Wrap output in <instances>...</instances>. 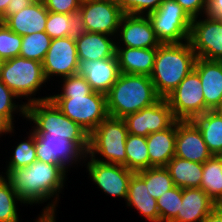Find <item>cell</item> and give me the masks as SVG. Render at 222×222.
<instances>
[{"instance_id": "6da1fadb", "label": "cell", "mask_w": 222, "mask_h": 222, "mask_svg": "<svg viewBox=\"0 0 222 222\" xmlns=\"http://www.w3.org/2000/svg\"><path fill=\"white\" fill-rule=\"evenodd\" d=\"M0 175L10 182L15 193L22 199L28 207L43 206L38 217H56L57 208L60 201V193L68 181L67 172L57 164H48L36 160L31 165L24 168L6 169Z\"/></svg>"}, {"instance_id": "7a4b0ae2", "label": "cell", "mask_w": 222, "mask_h": 222, "mask_svg": "<svg viewBox=\"0 0 222 222\" xmlns=\"http://www.w3.org/2000/svg\"><path fill=\"white\" fill-rule=\"evenodd\" d=\"M196 59L189 41L160 44L150 75L157 94L166 98L194 69Z\"/></svg>"}, {"instance_id": "3957f363", "label": "cell", "mask_w": 222, "mask_h": 222, "mask_svg": "<svg viewBox=\"0 0 222 222\" xmlns=\"http://www.w3.org/2000/svg\"><path fill=\"white\" fill-rule=\"evenodd\" d=\"M160 99L149 76L120 73L106 94L107 113L108 116L124 118L154 105Z\"/></svg>"}, {"instance_id": "277c9868", "label": "cell", "mask_w": 222, "mask_h": 222, "mask_svg": "<svg viewBox=\"0 0 222 222\" xmlns=\"http://www.w3.org/2000/svg\"><path fill=\"white\" fill-rule=\"evenodd\" d=\"M32 133H48V136H69L86 154L89 134L79 124L64 115L50 100L26 105V122Z\"/></svg>"}, {"instance_id": "5b68a950", "label": "cell", "mask_w": 222, "mask_h": 222, "mask_svg": "<svg viewBox=\"0 0 222 222\" xmlns=\"http://www.w3.org/2000/svg\"><path fill=\"white\" fill-rule=\"evenodd\" d=\"M0 80L22 102L26 100V105L32 102L48 100L51 95L50 93L48 94L49 96L36 97V94L39 95L38 92H41L43 87H47L46 83L50 84L45 77L42 63L36 60L26 59L21 56L4 60L0 70Z\"/></svg>"}, {"instance_id": "8992f818", "label": "cell", "mask_w": 222, "mask_h": 222, "mask_svg": "<svg viewBox=\"0 0 222 222\" xmlns=\"http://www.w3.org/2000/svg\"><path fill=\"white\" fill-rule=\"evenodd\" d=\"M127 135L128 130L123 118L107 116L89 135L87 155L99 162L126 167Z\"/></svg>"}, {"instance_id": "52a82bcc", "label": "cell", "mask_w": 222, "mask_h": 222, "mask_svg": "<svg viewBox=\"0 0 222 222\" xmlns=\"http://www.w3.org/2000/svg\"><path fill=\"white\" fill-rule=\"evenodd\" d=\"M50 95V100L68 118L90 135L108 116L106 95L92 91L89 95Z\"/></svg>"}, {"instance_id": "ba28073f", "label": "cell", "mask_w": 222, "mask_h": 222, "mask_svg": "<svg viewBox=\"0 0 222 222\" xmlns=\"http://www.w3.org/2000/svg\"><path fill=\"white\" fill-rule=\"evenodd\" d=\"M147 17L161 44L189 41L192 19L175 0H163Z\"/></svg>"}, {"instance_id": "9c48e42d", "label": "cell", "mask_w": 222, "mask_h": 222, "mask_svg": "<svg viewBox=\"0 0 222 222\" xmlns=\"http://www.w3.org/2000/svg\"><path fill=\"white\" fill-rule=\"evenodd\" d=\"M33 134L37 160L57 164L67 173L68 171L70 173L71 168L76 169L78 166L83 168L87 154L75 142L69 140V136H48V133Z\"/></svg>"}, {"instance_id": "30bf717a", "label": "cell", "mask_w": 222, "mask_h": 222, "mask_svg": "<svg viewBox=\"0 0 222 222\" xmlns=\"http://www.w3.org/2000/svg\"><path fill=\"white\" fill-rule=\"evenodd\" d=\"M173 116L189 121L205 113V98L198 73L193 69L166 97Z\"/></svg>"}, {"instance_id": "8fae6325", "label": "cell", "mask_w": 222, "mask_h": 222, "mask_svg": "<svg viewBox=\"0 0 222 222\" xmlns=\"http://www.w3.org/2000/svg\"><path fill=\"white\" fill-rule=\"evenodd\" d=\"M88 179L100 189L102 194L126 201L129 181L134 172L121 164L103 163L86 155L84 161ZM123 198V199H122Z\"/></svg>"}, {"instance_id": "7c38bea8", "label": "cell", "mask_w": 222, "mask_h": 222, "mask_svg": "<svg viewBox=\"0 0 222 222\" xmlns=\"http://www.w3.org/2000/svg\"><path fill=\"white\" fill-rule=\"evenodd\" d=\"M78 15L81 31L116 37L124 13L116 0H98L82 4Z\"/></svg>"}, {"instance_id": "4fadbf2b", "label": "cell", "mask_w": 222, "mask_h": 222, "mask_svg": "<svg viewBox=\"0 0 222 222\" xmlns=\"http://www.w3.org/2000/svg\"><path fill=\"white\" fill-rule=\"evenodd\" d=\"M189 42L197 57L222 61V19L208 15L192 19Z\"/></svg>"}, {"instance_id": "5bb4252c", "label": "cell", "mask_w": 222, "mask_h": 222, "mask_svg": "<svg viewBox=\"0 0 222 222\" xmlns=\"http://www.w3.org/2000/svg\"><path fill=\"white\" fill-rule=\"evenodd\" d=\"M79 63L75 36H67L51 40L42 66L45 77L50 82L55 80V76L60 80L78 74Z\"/></svg>"}, {"instance_id": "9a60e30c", "label": "cell", "mask_w": 222, "mask_h": 222, "mask_svg": "<svg viewBox=\"0 0 222 222\" xmlns=\"http://www.w3.org/2000/svg\"><path fill=\"white\" fill-rule=\"evenodd\" d=\"M123 119L129 134L145 137L169 128L176 121L166 98H161L154 105L136 113L128 114Z\"/></svg>"}, {"instance_id": "2e32d148", "label": "cell", "mask_w": 222, "mask_h": 222, "mask_svg": "<svg viewBox=\"0 0 222 222\" xmlns=\"http://www.w3.org/2000/svg\"><path fill=\"white\" fill-rule=\"evenodd\" d=\"M116 47L157 48L161 42L147 16L124 14L121 18Z\"/></svg>"}, {"instance_id": "e0dca14e", "label": "cell", "mask_w": 222, "mask_h": 222, "mask_svg": "<svg viewBox=\"0 0 222 222\" xmlns=\"http://www.w3.org/2000/svg\"><path fill=\"white\" fill-rule=\"evenodd\" d=\"M175 156L198 163H204L213 156L191 120H176Z\"/></svg>"}, {"instance_id": "ac0fdd59", "label": "cell", "mask_w": 222, "mask_h": 222, "mask_svg": "<svg viewBox=\"0 0 222 222\" xmlns=\"http://www.w3.org/2000/svg\"><path fill=\"white\" fill-rule=\"evenodd\" d=\"M79 62L78 74L86 79L93 91L105 95L120 75L116 55L106 59Z\"/></svg>"}, {"instance_id": "d6986e66", "label": "cell", "mask_w": 222, "mask_h": 222, "mask_svg": "<svg viewBox=\"0 0 222 222\" xmlns=\"http://www.w3.org/2000/svg\"><path fill=\"white\" fill-rule=\"evenodd\" d=\"M194 70L202 83L205 112L214 111L222 102V61L197 57Z\"/></svg>"}, {"instance_id": "ffe728a7", "label": "cell", "mask_w": 222, "mask_h": 222, "mask_svg": "<svg viewBox=\"0 0 222 222\" xmlns=\"http://www.w3.org/2000/svg\"><path fill=\"white\" fill-rule=\"evenodd\" d=\"M79 61L111 58L116 53L115 37L104 33L79 31L75 35Z\"/></svg>"}, {"instance_id": "44dd1931", "label": "cell", "mask_w": 222, "mask_h": 222, "mask_svg": "<svg viewBox=\"0 0 222 222\" xmlns=\"http://www.w3.org/2000/svg\"><path fill=\"white\" fill-rule=\"evenodd\" d=\"M48 10L43 1H34L5 19L6 26L20 36L45 31Z\"/></svg>"}, {"instance_id": "7402d4cb", "label": "cell", "mask_w": 222, "mask_h": 222, "mask_svg": "<svg viewBox=\"0 0 222 222\" xmlns=\"http://www.w3.org/2000/svg\"><path fill=\"white\" fill-rule=\"evenodd\" d=\"M216 206L201 188H184L180 211L172 222H202Z\"/></svg>"}, {"instance_id": "603a6c76", "label": "cell", "mask_w": 222, "mask_h": 222, "mask_svg": "<svg viewBox=\"0 0 222 222\" xmlns=\"http://www.w3.org/2000/svg\"><path fill=\"white\" fill-rule=\"evenodd\" d=\"M120 73L149 76L152 73L156 48L116 47Z\"/></svg>"}, {"instance_id": "cb8c5ba5", "label": "cell", "mask_w": 222, "mask_h": 222, "mask_svg": "<svg viewBox=\"0 0 222 222\" xmlns=\"http://www.w3.org/2000/svg\"><path fill=\"white\" fill-rule=\"evenodd\" d=\"M126 207L135 209L146 222H159L157 200L147 191L146 183L134 173L129 181Z\"/></svg>"}, {"instance_id": "d4e9b609", "label": "cell", "mask_w": 222, "mask_h": 222, "mask_svg": "<svg viewBox=\"0 0 222 222\" xmlns=\"http://www.w3.org/2000/svg\"><path fill=\"white\" fill-rule=\"evenodd\" d=\"M176 121L167 129L150 133L146 143L150 167H165L175 156Z\"/></svg>"}, {"instance_id": "484cf974", "label": "cell", "mask_w": 222, "mask_h": 222, "mask_svg": "<svg viewBox=\"0 0 222 222\" xmlns=\"http://www.w3.org/2000/svg\"><path fill=\"white\" fill-rule=\"evenodd\" d=\"M174 185L184 188H200L203 163L193 162L174 156L165 166Z\"/></svg>"}, {"instance_id": "4316f807", "label": "cell", "mask_w": 222, "mask_h": 222, "mask_svg": "<svg viewBox=\"0 0 222 222\" xmlns=\"http://www.w3.org/2000/svg\"><path fill=\"white\" fill-rule=\"evenodd\" d=\"M200 130L212 155H222V117L216 111H206L191 120Z\"/></svg>"}, {"instance_id": "83f0119b", "label": "cell", "mask_w": 222, "mask_h": 222, "mask_svg": "<svg viewBox=\"0 0 222 222\" xmlns=\"http://www.w3.org/2000/svg\"><path fill=\"white\" fill-rule=\"evenodd\" d=\"M200 188L217 205H222V156L213 155L203 163Z\"/></svg>"}, {"instance_id": "f1b7e54d", "label": "cell", "mask_w": 222, "mask_h": 222, "mask_svg": "<svg viewBox=\"0 0 222 222\" xmlns=\"http://www.w3.org/2000/svg\"><path fill=\"white\" fill-rule=\"evenodd\" d=\"M126 168L137 173L150 168V159L145 136L127 135L125 143Z\"/></svg>"}, {"instance_id": "f546056e", "label": "cell", "mask_w": 222, "mask_h": 222, "mask_svg": "<svg viewBox=\"0 0 222 222\" xmlns=\"http://www.w3.org/2000/svg\"><path fill=\"white\" fill-rule=\"evenodd\" d=\"M18 204L22 207L26 206L13 190L10 182L0 175V222H22Z\"/></svg>"}, {"instance_id": "4dcf8cb0", "label": "cell", "mask_w": 222, "mask_h": 222, "mask_svg": "<svg viewBox=\"0 0 222 222\" xmlns=\"http://www.w3.org/2000/svg\"><path fill=\"white\" fill-rule=\"evenodd\" d=\"M79 15H69L48 11L45 32L51 39L75 36L80 31Z\"/></svg>"}, {"instance_id": "1f68e13d", "label": "cell", "mask_w": 222, "mask_h": 222, "mask_svg": "<svg viewBox=\"0 0 222 222\" xmlns=\"http://www.w3.org/2000/svg\"><path fill=\"white\" fill-rule=\"evenodd\" d=\"M136 174L146 183L147 191L156 200L175 187L171 175L165 167H150Z\"/></svg>"}, {"instance_id": "d6a6232c", "label": "cell", "mask_w": 222, "mask_h": 222, "mask_svg": "<svg viewBox=\"0 0 222 222\" xmlns=\"http://www.w3.org/2000/svg\"><path fill=\"white\" fill-rule=\"evenodd\" d=\"M26 134L27 136L24 137L23 141L14 143L15 146L11 148L12 152L10 153L9 160L6 161V168L5 169H17V168H24L32 163H34L36 158V148H35V136L34 134L28 129ZM8 163V164H7Z\"/></svg>"}, {"instance_id": "836d02e7", "label": "cell", "mask_w": 222, "mask_h": 222, "mask_svg": "<svg viewBox=\"0 0 222 222\" xmlns=\"http://www.w3.org/2000/svg\"><path fill=\"white\" fill-rule=\"evenodd\" d=\"M14 114L26 120V104L0 80V118L14 128L17 122Z\"/></svg>"}, {"instance_id": "e575fe53", "label": "cell", "mask_w": 222, "mask_h": 222, "mask_svg": "<svg viewBox=\"0 0 222 222\" xmlns=\"http://www.w3.org/2000/svg\"><path fill=\"white\" fill-rule=\"evenodd\" d=\"M51 40V37L45 31L24 35L22 36L19 56L42 63Z\"/></svg>"}, {"instance_id": "d590c367", "label": "cell", "mask_w": 222, "mask_h": 222, "mask_svg": "<svg viewBox=\"0 0 222 222\" xmlns=\"http://www.w3.org/2000/svg\"><path fill=\"white\" fill-rule=\"evenodd\" d=\"M182 204V188L173 187L157 199L159 222H172L180 211Z\"/></svg>"}, {"instance_id": "8d00e7d4", "label": "cell", "mask_w": 222, "mask_h": 222, "mask_svg": "<svg viewBox=\"0 0 222 222\" xmlns=\"http://www.w3.org/2000/svg\"><path fill=\"white\" fill-rule=\"evenodd\" d=\"M22 36L10 30L6 24L0 25V56L10 59L19 56Z\"/></svg>"}, {"instance_id": "74e56055", "label": "cell", "mask_w": 222, "mask_h": 222, "mask_svg": "<svg viewBox=\"0 0 222 222\" xmlns=\"http://www.w3.org/2000/svg\"><path fill=\"white\" fill-rule=\"evenodd\" d=\"M58 81V91L54 95H89L93 90L83 76L79 74L61 78Z\"/></svg>"}, {"instance_id": "f35d334b", "label": "cell", "mask_w": 222, "mask_h": 222, "mask_svg": "<svg viewBox=\"0 0 222 222\" xmlns=\"http://www.w3.org/2000/svg\"><path fill=\"white\" fill-rule=\"evenodd\" d=\"M124 14L147 16L154 12L163 0H116Z\"/></svg>"}, {"instance_id": "ab89813d", "label": "cell", "mask_w": 222, "mask_h": 222, "mask_svg": "<svg viewBox=\"0 0 222 222\" xmlns=\"http://www.w3.org/2000/svg\"><path fill=\"white\" fill-rule=\"evenodd\" d=\"M45 8L50 12L69 15L78 14L81 4L78 0H43Z\"/></svg>"}, {"instance_id": "60d3db41", "label": "cell", "mask_w": 222, "mask_h": 222, "mask_svg": "<svg viewBox=\"0 0 222 222\" xmlns=\"http://www.w3.org/2000/svg\"><path fill=\"white\" fill-rule=\"evenodd\" d=\"M191 18L206 15L208 0H175Z\"/></svg>"}, {"instance_id": "b9f144b4", "label": "cell", "mask_w": 222, "mask_h": 222, "mask_svg": "<svg viewBox=\"0 0 222 222\" xmlns=\"http://www.w3.org/2000/svg\"><path fill=\"white\" fill-rule=\"evenodd\" d=\"M33 2L34 0H11V3L8 4V7L3 14L4 19H6L9 15L16 14L18 11H21Z\"/></svg>"}, {"instance_id": "7bdbcfd3", "label": "cell", "mask_w": 222, "mask_h": 222, "mask_svg": "<svg viewBox=\"0 0 222 222\" xmlns=\"http://www.w3.org/2000/svg\"><path fill=\"white\" fill-rule=\"evenodd\" d=\"M206 15L222 19V0H208Z\"/></svg>"}, {"instance_id": "ee69618b", "label": "cell", "mask_w": 222, "mask_h": 222, "mask_svg": "<svg viewBox=\"0 0 222 222\" xmlns=\"http://www.w3.org/2000/svg\"><path fill=\"white\" fill-rule=\"evenodd\" d=\"M202 222H222V205H217Z\"/></svg>"}, {"instance_id": "f6af8a7d", "label": "cell", "mask_w": 222, "mask_h": 222, "mask_svg": "<svg viewBox=\"0 0 222 222\" xmlns=\"http://www.w3.org/2000/svg\"><path fill=\"white\" fill-rule=\"evenodd\" d=\"M16 134L15 127L11 128L3 119L0 118V138L5 137L9 134L10 138L12 136H15L13 134Z\"/></svg>"}, {"instance_id": "bcb514c9", "label": "cell", "mask_w": 222, "mask_h": 222, "mask_svg": "<svg viewBox=\"0 0 222 222\" xmlns=\"http://www.w3.org/2000/svg\"><path fill=\"white\" fill-rule=\"evenodd\" d=\"M57 217H36L33 219V222H57L56 219Z\"/></svg>"}, {"instance_id": "7dc6e473", "label": "cell", "mask_w": 222, "mask_h": 222, "mask_svg": "<svg viewBox=\"0 0 222 222\" xmlns=\"http://www.w3.org/2000/svg\"><path fill=\"white\" fill-rule=\"evenodd\" d=\"M9 3H11V0H0V12L2 14L5 13Z\"/></svg>"}, {"instance_id": "c3c4849f", "label": "cell", "mask_w": 222, "mask_h": 222, "mask_svg": "<svg viewBox=\"0 0 222 222\" xmlns=\"http://www.w3.org/2000/svg\"><path fill=\"white\" fill-rule=\"evenodd\" d=\"M214 111H216L222 117V102Z\"/></svg>"}, {"instance_id": "681fc988", "label": "cell", "mask_w": 222, "mask_h": 222, "mask_svg": "<svg viewBox=\"0 0 222 222\" xmlns=\"http://www.w3.org/2000/svg\"><path fill=\"white\" fill-rule=\"evenodd\" d=\"M80 2V4H85V3H89V2H93V1H98V0H78Z\"/></svg>"}, {"instance_id": "f907efd6", "label": "cell", "mask_w": 222, "mask_h": 222, "mask_svg": "<svg viewBox=\"0 0 222 222\" xmlns=\"http://www.w3.org/2000/svg\"><path fill=\"white\" fill-rule=\"evenodd\" d=\"M5 23V19L3 17V14L0 12V25Z\"/></svg>"}, {"instance_id": "816d5d0a", "label": "cell", "mask_w": 222, "mask_h": 222, "mask_svg": "<svg viewBox=\"0 0 222 222\" xmlns=\"http://www.w3.org/2000/svg\"><path fill=\"white\" fill-rule=\"evenodd\" d=\"M3 62H4V59L0 56V70L2 68Z\"/></svg>"}]
</instances>
